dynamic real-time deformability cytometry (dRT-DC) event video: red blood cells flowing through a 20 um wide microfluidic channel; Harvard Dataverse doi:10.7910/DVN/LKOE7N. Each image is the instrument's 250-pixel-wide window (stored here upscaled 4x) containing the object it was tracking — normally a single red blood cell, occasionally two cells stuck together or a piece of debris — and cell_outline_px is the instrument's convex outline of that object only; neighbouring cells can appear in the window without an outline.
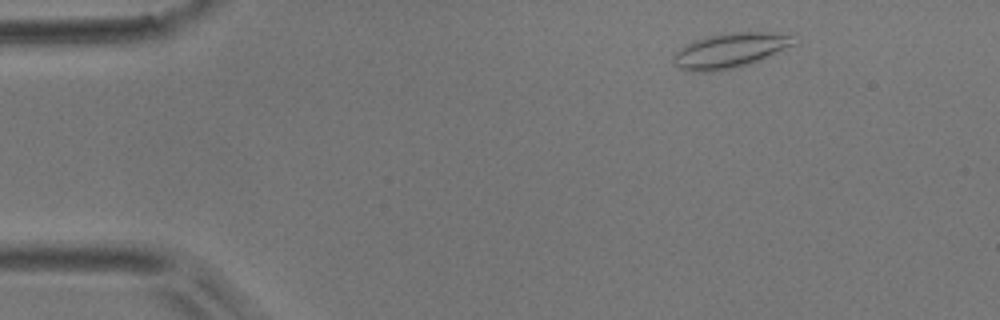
{"species": "common noctule bat (a hibernating species)", "species_latin": "Nyctalus noctula", "temperature_condition": "room temperature", "stored_images_in_passage": 47, "camera_frame_rate_fps": 3000, "um_per_image_px": 0.085, "animal": {"sex": "male", "body_mass_g": 17.9}, "frame": {"image": 1, "passage_image": 2, "time_ms": 0.333, "image_size_px": [1000, 320], "cell_outline_px": [[796, 44], [760, 60], [732, 68], [708, 72], [700, 72], [680, 68], [672, 64], [672, 56], [684, 44], [692, 40], [708, 36], [732, 32], [768, 32], [788, 36]], "centroid_in_image_um": [61.96, 4.29], "position_along_channel_um": 23.0, "area_um2": 24.1}}
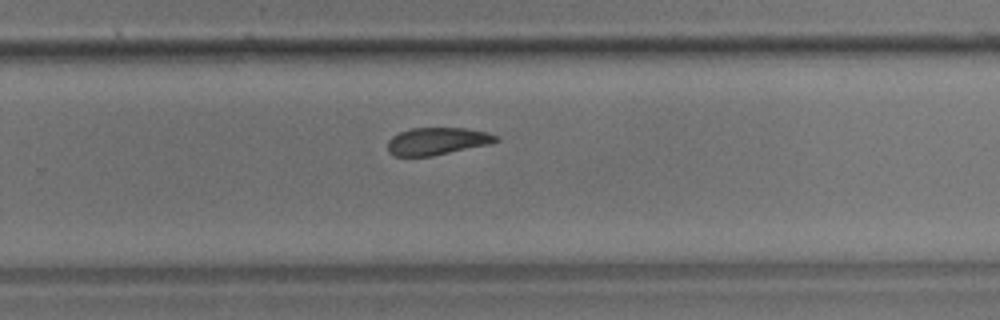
{"frame": {"image": 2, "passage_image": 29, "time_ms": 9.333, "image_size_px": [1000, 320], "cell_outline_px": [[500, 140], [488, 144], [432, 156], [396, 156], [388, 152], [388, 140], [392, 136], [400, 132], [412, 128], [464, 128], [488, 132], [500, 136]], "centroid_in_image_um": [37.17, 11.99], "position_along_channel_um": 292.6, "area_um2": 17.22}}
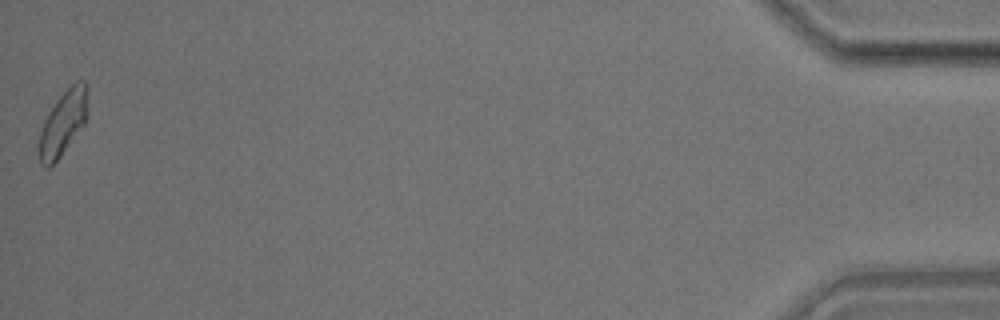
{"frame": {"image": 3, "passage_image": 47, "time_ms": 15.333, "image_size_px": [1000, 320], "cell_outline_px": [[88, 88], [84, 124], [60, 156], [48, 168], [44, 168], [40, 164], [40, 132], [44, 120], [56, 100], [76, 80], [84, 80], [88, 84]], "centroid_in_image_um": [5.36, 10.42], "position_along_channel_um": 429.8, "area_um2": 17.86}, "authors_computed_cell_mechanics": {"area_um2": 18.3226, "velocity_mm_per_s": 3.8393, "shape_relaxation_time_tau1_ms": 8.113, "shape_relaxation_time_tau2_ms": 5.0427, "deformation_change_tau1": 0.159, "deformation_change_tau2": 0.1303}}